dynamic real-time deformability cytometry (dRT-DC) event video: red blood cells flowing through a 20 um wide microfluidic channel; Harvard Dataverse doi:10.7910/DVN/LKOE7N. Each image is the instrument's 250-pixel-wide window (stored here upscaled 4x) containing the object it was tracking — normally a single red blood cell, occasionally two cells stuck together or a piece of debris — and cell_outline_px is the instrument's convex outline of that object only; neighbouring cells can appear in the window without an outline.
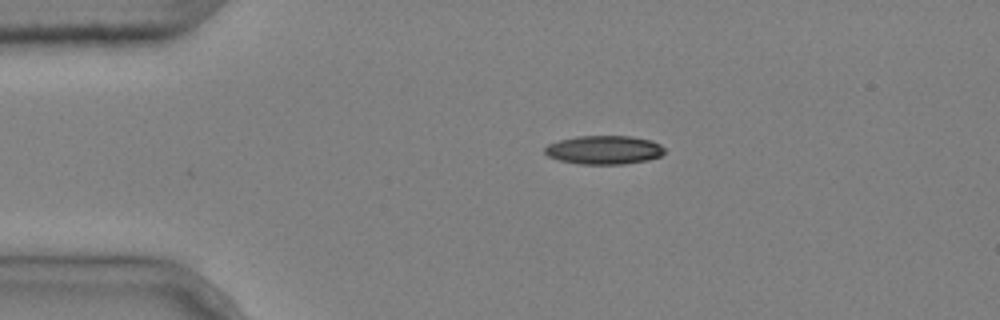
{"species": "common noctule bat (a hibernating species)", "species_latin": "Nyctalus noctula", "temperature_condition": "cold", "stored_images_in_passage": 1, "camera_frame_rate_fps": 3000, "um_per_image_px": 0.085, "animal": {"sex": "male", "body_mass_g": 20.4}, "frame": {"image": 1, "passage_image": 1, "time_ms": 0.0, "image_size_px": [1000, 320], "cell_outline_px": [[664, 152], [660, 156], [648, 160], [624, 164], [580, 164], [560, 160], [548, 156], [544, 152], [544, 148], [548, 144], [560, 140], [576, 136], [632, 136], [652, 140], [660, 144], [664, 148]], "centroid_in_image_um": [51.35, 12.74], "position_along_channel_um": 33.6, "area_um2": 20.06}}